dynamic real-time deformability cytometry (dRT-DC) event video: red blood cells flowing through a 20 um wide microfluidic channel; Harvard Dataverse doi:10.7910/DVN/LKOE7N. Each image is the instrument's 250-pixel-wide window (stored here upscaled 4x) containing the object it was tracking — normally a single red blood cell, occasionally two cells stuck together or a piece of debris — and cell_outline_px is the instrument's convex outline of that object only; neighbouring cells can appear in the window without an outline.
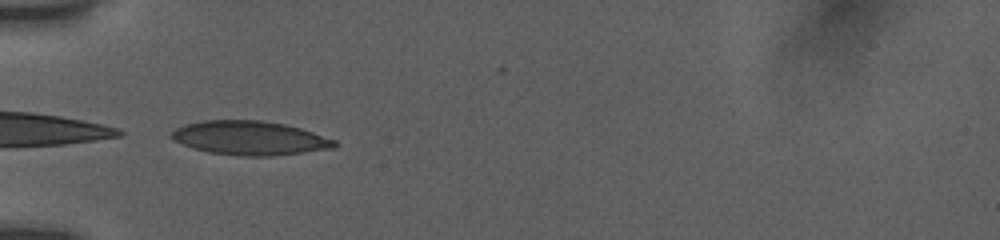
{"species": "human", "species_latin": "Homo sapiens", "temperature_condition": "room temperature", "stored_images_in_passage": 7, "camera_frame_rate_fps": 3000, "um_per_image_px": 0.085, "donor": {"sex": "female"}, "frame": {"image": 1, "passage_image": 1, "time_ms": 0.0, "image_size_px": [1000, 240], "cell_outline_px": [[340, 144], [336, 148], [276, 156], [240, 156], [208, 152], [192, 148], [168, 136], [176, 128], [184, 124], [204, 120], [260, 120], [284, 124], [300, 128], [336, 140]], "centroid_in_image_um": [21.27, 11.74], "position_along_channel_um": 63.7, "area_um2": 32.48}}
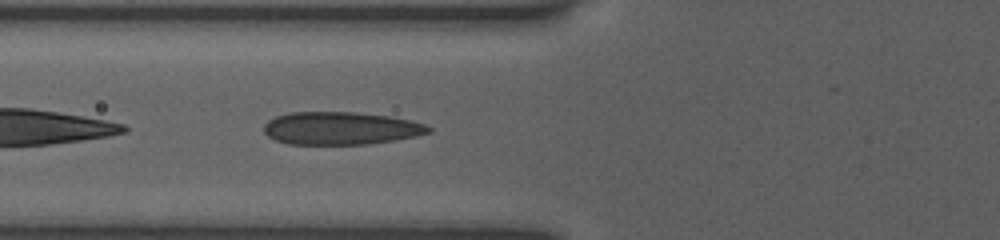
{"frame": {"image": 2, "passage_image": 3, "time_ms": 1.0, "image_size_px": [1000, 240], "cell_outline_px": [[432, 132], [416, 136], [368, 144], [288, 144], [276, 140], [268, 136], [264, 132], [264, 124], [268, 120], [276, 116], [288, 112], [356, 112], [392, 116], [424, 124], [432, 128]], "centroid_in_image_um": [28.95, 10.89], "position_along_channel_um": 96.9, "area_um2": 31.5}}
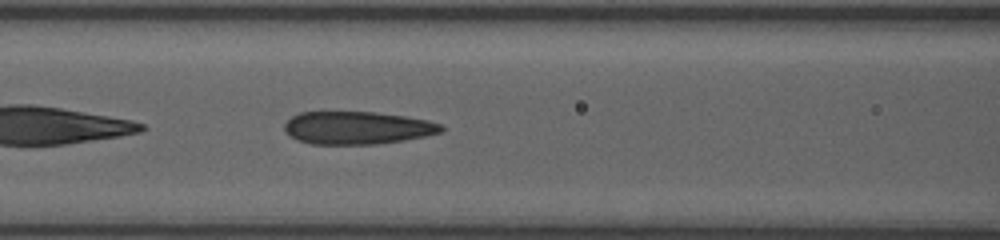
{"frame": {"image": 3, "passage_image": 5, "time_ms": 2.0, "image_size_px": [1000, 240], "cell_outline_px": [[444, 128], [440, 132], [424, 136], [404, 140], [376, 144], [312, 144], [296, 140], [288, 136], [284, 132], [284, 124], [292, 116], [300, 112], [376, 112], [404, 116], [428, 120], [440, 124]], "centroid_in_image_um": [30.31, 10.87], "position_along_channel_um": 136.3, "area_um2": 30.0}}